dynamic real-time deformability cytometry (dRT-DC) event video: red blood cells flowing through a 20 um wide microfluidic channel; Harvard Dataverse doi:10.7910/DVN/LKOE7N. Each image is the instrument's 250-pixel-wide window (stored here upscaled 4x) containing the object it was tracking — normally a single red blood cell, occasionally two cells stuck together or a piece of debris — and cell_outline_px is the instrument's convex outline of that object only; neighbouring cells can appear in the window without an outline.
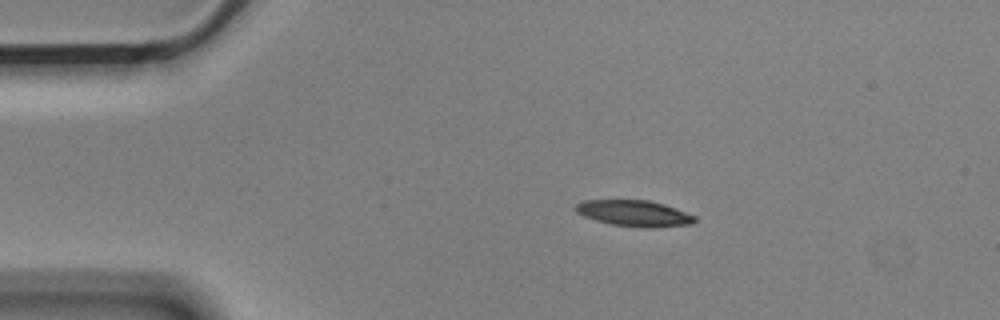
{"species": "Egyptian fruit bat (a non-hibernating species)", "species_latin": "Rousettus aegyptiacus", "temperature_condition": "cold", "stored_images_in_passage": 9, "camera_frame_rate_fps": 3000, "um_per_image_px": 0.085, "animal": {"sex": "male"}, "frame": {"image": 1, "passage_image": 2, "time_ms": 0.333, "image_size_px": [1000, 320], "cell_outline_px": [[696, 220], [692, 224], [648, 228], [612, 224], [596, 220], [584, 216], [576, 212], [576, 204], [584, 200], [648, 200], [664, 204], [676, 208], [696, 216]], "centroid_in_image_um": [53.93, 18.12], "position_along_channel_um": 31.1, "area_um2": 17.98}}
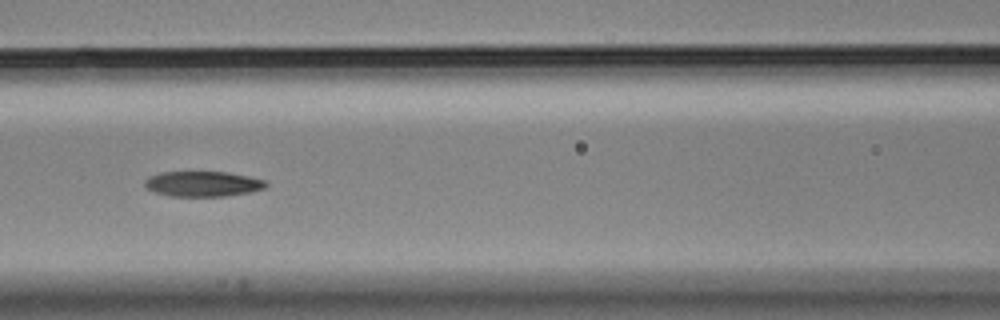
{"frame": {"image": 2, "passage_image": 6, "time_ms": 1.667, "image_size_px": [1000, 320], "cell_outline_px": [[268, 184], [264, 188], [252, 192], [224, 196], [168, 196], [156, 192], [148, 188], [144, 184], [144, 180], [148, 176], [160, 172], [228, 172], [248, 176], [264, 180]], "centroid_in_image_um": [17.23, 15.62], "position_along_channel_um": 149.4, "area_um2": 17.86}}
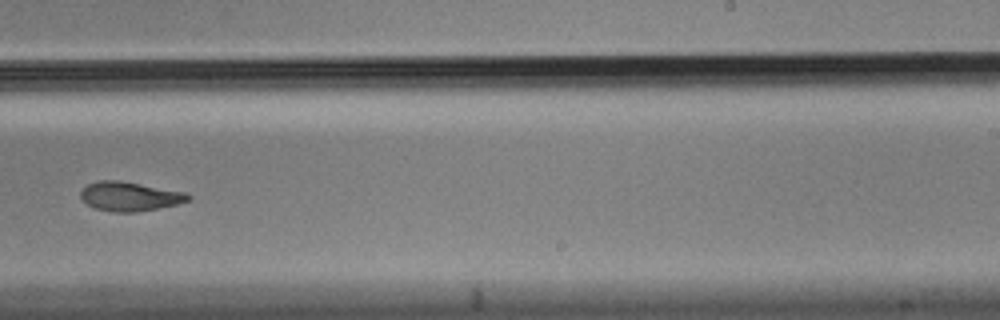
{"frame": {"image": 3, "passage_image": 9, "time_ms": 2.667, "image_size_px": [1000, 320], "cell_outline_px": [[192, 196], [188, 200], [176, 204], [136, 212], [112, 212], [96, 208], [88, 204], [80, 196], [80, 192], [88, 184], [100, 180], [120, 180], [188, 192]], "centroid_in_image_um": [11.05, 16.68], "position_along_channel_um": 278.0, "area_um2": 18.21}}